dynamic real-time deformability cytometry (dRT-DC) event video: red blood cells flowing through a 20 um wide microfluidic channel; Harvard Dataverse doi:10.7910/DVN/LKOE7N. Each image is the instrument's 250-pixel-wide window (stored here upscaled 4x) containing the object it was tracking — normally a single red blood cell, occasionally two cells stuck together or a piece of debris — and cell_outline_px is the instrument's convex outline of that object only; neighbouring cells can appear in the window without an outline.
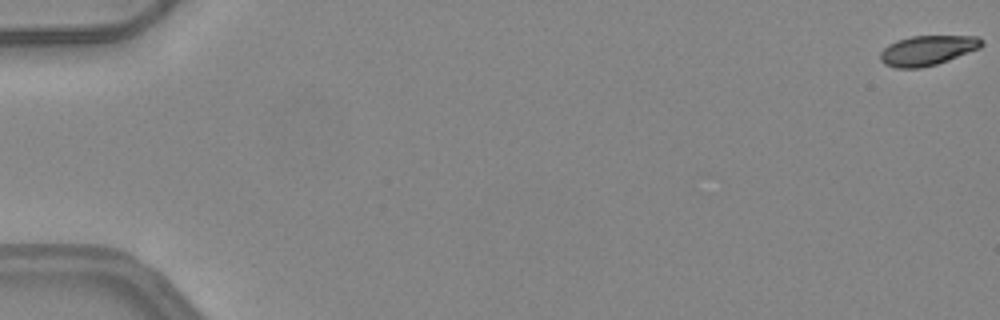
{"species": "common noctule bat (a hibernating species)", "species_latin": "Nyctalus noctula", "temperature_condition": "warm", "stored_images_in_passage": 3, "camera_frame_rate_fps": 3000, "um_per_image_px": 0.085, "animal": {"sex": "female", "body_mass_g": 24.6, "forearm_length_mm": 56.2}, "frame": {"image": 1, "passage_image": 1, "time_ms": 0.0, "image_size_px": [1000, 320], "cell_outline_px": [[984, 44], [980, 48], [948, 60], [936, 64], [920, 68], [896, 68], [884, 64], [880, 60], [880, 52], [888, 44], [896, 40], [912, 36], [976, 36], [984, 40]], "centroid_in_image_um": [78.82, 4.28], "position_along_channel_um": 6.2, "area_um2": 17.69}}